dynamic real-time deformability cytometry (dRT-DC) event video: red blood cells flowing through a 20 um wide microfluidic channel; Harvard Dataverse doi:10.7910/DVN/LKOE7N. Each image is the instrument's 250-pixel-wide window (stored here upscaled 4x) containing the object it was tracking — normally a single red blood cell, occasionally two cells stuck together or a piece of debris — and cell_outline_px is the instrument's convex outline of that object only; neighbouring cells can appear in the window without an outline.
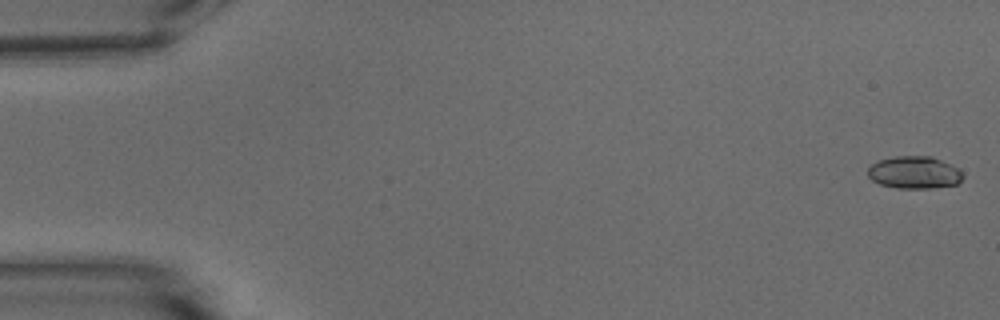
{"species": "common noctule bat (a hibernating species)", "species_latin": "Nyctalus noctula", "temperature_condition": "warm", "stored_images_in_passage": 12, "camera_frame_rate_fps": 3000, "um_per_image_px": 0.085, "animal": {"sex": "male", "body_mass_g": 15.6}, "frame": {"image": 1, "passage_image": 1, "time_ms": 0.0, "image_size_px": [1000, 320], "cell_outline_px": [[964, 176], [956, 184], [932, 188], [896, 188], [880, 184], [872, 180], [868, 176], [868, 168], [872, 164], [880, 160], [896, 156], [932, 156], [960, 168]], "centroid_in_image_um": [77.74, 14.66], "position_along_channel_um": 7.3, "area_um2": 17.98}}